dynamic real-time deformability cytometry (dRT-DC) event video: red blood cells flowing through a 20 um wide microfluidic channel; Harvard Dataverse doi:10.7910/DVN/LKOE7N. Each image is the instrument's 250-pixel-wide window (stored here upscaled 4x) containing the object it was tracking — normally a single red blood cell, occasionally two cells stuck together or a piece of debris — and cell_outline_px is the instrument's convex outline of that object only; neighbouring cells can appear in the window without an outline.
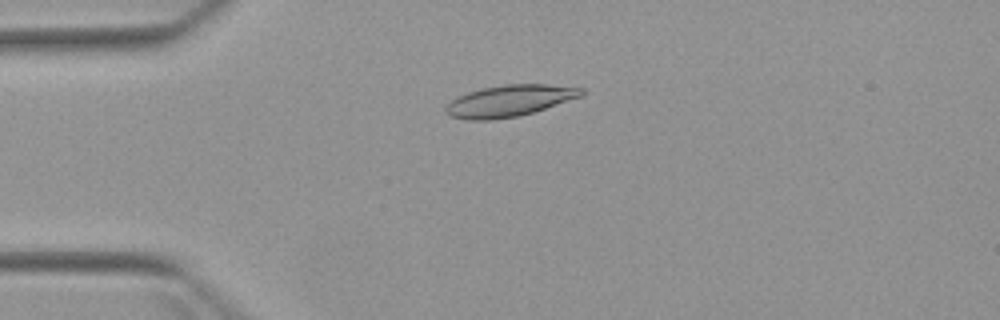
{"species": "Egyptian fruit bat (a non-hibernating species)", "species_latin": "Rousettus aegyptiacus", "temperature_condition": "warm", "stored_images_in_passage": 1, "camera_frame_rate_fps": 3000, "um_per_image_px": 0.085, "animal": {"sex": "female"}, "frame": {"image": 1, "passage_image": 1, "time_ms": 0.0, "image_size_px": [1000, 320], "cell_outline_px": [[584, 96], [520, 116], [492, 120], [468, 120], [448, 116], [444, 112], [444, 108], [456, 96], [468, 92], [484, 88], [504, 84], [548, 84], [584, 88]], "centroid_in_image_um": [43.3, 8.57], "position_along_channel_um": 41.7, "area_um2": 25.14}}